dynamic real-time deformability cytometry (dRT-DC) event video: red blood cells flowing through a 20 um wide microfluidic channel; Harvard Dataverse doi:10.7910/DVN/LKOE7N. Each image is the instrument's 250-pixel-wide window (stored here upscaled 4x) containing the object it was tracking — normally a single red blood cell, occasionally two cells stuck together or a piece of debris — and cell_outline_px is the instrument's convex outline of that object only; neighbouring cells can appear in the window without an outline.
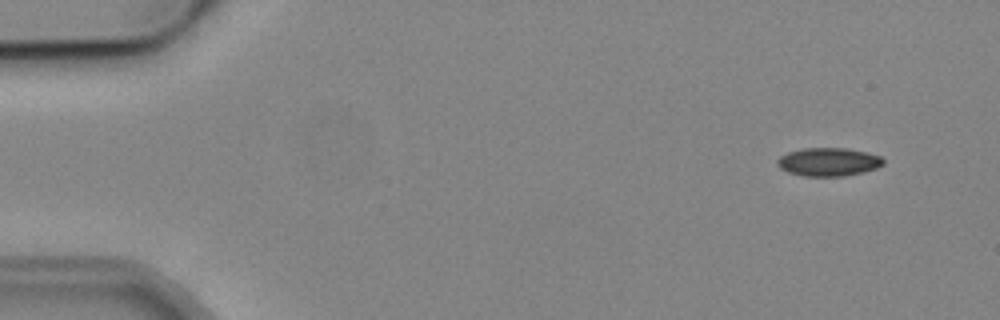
{"species": "common noctule bat (a hibernating species)", "species_latin": "Nyctalus noctula", "temperature_condition": "cold", "stored_images_in_passage": 4, "camera_frame_rate_fps": 3000, "um_per_image_px": 0.085, "animal": {"sex": "male", "body_mass_g": 19.2, "forearm_length_mm": 51.8}, "frame": {"image": 1, "passage_image": 2, "time_ms": 1.333, "image_size_px": [1000, 320], "cell_outline_px": [[884, 164], [876, 168], [864, 172], [844, 176], [804, 176], [788, 172], [780, 168], [776, 164], [776, 160], [780, 156], [788, 152], [804, 148], [848, 148], [868, 152], [880, 156], [884, 160]], "centroid_in_image_um": [70.42, 13.76], "position_along_channel_um": 14.6, "area_um2": 17.63}}